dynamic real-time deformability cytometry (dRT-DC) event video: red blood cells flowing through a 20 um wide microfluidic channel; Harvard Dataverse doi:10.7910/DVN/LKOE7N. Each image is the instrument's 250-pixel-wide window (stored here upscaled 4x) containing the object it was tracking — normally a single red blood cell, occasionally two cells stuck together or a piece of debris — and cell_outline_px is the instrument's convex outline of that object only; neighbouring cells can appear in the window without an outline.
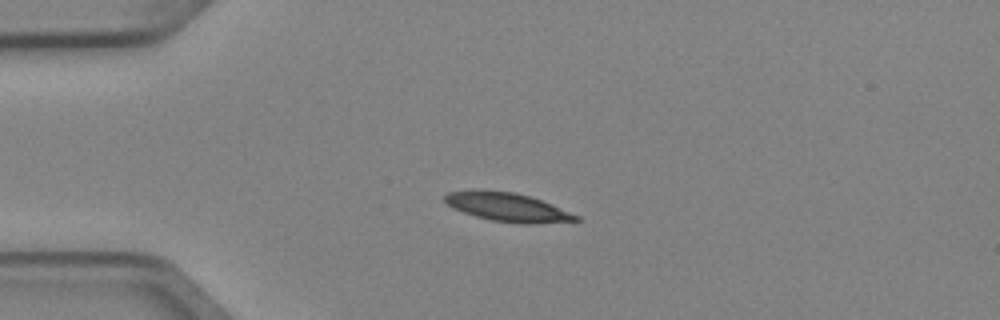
{"species": "Egyptian fruit bat (a non-hibernating species)", "species_latin": "Rousettus aegyptiacus", "temperature_condition": "cold", "stored_images_in_passage": 3, "camera_frame_rate_fps": 3000, "um_per_image_px": 0.085, "animal": {"sex": "female"}, "frame": {"image": 1, "passage_image": 1, "time_ms": 0.0, "image_size_px": [1000, 320], "cell_outline_px": [[580, 220], [528, 224], [492, 220], [476, 216], [452, 208], [444, 200], [444, 196], [448, 192], [516, 192], [552, 204], [580, 216]], "centroid_in_image_um": [43.2, 17.64], "position_along_channel_um": 41.8, "area_um2": 20.98}}
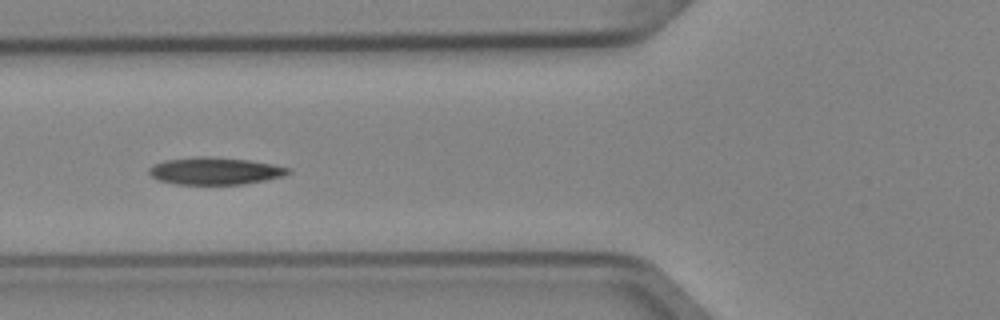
{"frame": {"image": 2, "passage_image": 3, "time_ms": 0.667, "image_size_px": [1000, 320], "cell_outline_px": [[292, 172], [284, 176], [244, 184], [176, 184], [156, 180], [148, 172], [148, 168], [152, 164], [164, 160], [200, 156], [204, 156], [248, 160], [272, 164], [292, 168]], "centroid_in_image_um": [18.26, 14.53], "position_along_channel_um": 107.5, "area_um2": 22.2}}